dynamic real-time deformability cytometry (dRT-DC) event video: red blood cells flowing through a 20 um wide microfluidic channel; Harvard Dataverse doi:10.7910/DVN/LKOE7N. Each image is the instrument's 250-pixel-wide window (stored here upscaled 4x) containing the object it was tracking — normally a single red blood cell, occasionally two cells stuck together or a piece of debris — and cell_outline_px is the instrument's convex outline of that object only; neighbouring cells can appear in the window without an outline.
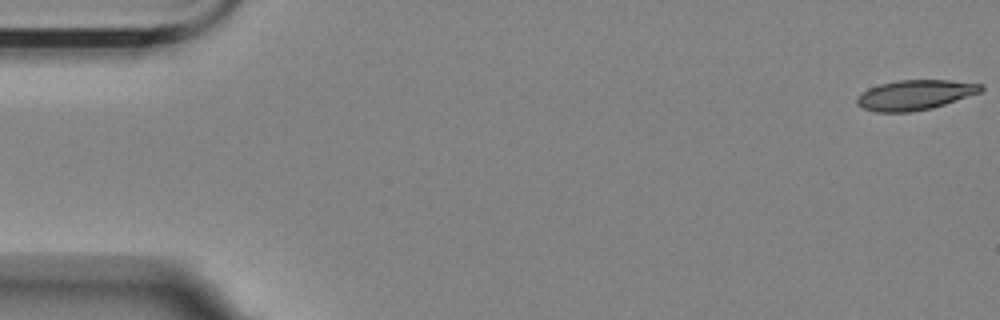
{"species": "Egyptian fruit bat (a non-hibernating species)", "species_latin": "Rousettus aegyptiacus", "temperature_condition": "room temperature", "stored_images_in_passage": 5, "camera_frame_rate_fps": 3000, "um_per_image_px": 0.085, "animal": {"sex": "female"}, "frame": {"image": 1, "passage_image": 1, "time_ms": 0.0, "image_size_px": [1000, 320], "cell_outline_px": [[984, 88], [980, 92], [932, 108], [912, 112], [876, 112], [864, 108], [856, 104], [856, 96], [868, 88], [880, 84], [896, 80], [948, 80], [984, 84]], "centroid_in_image_um": [77.74, 8.06], "position_along_channel_um": 7.3, "area_um2": 21.68}}
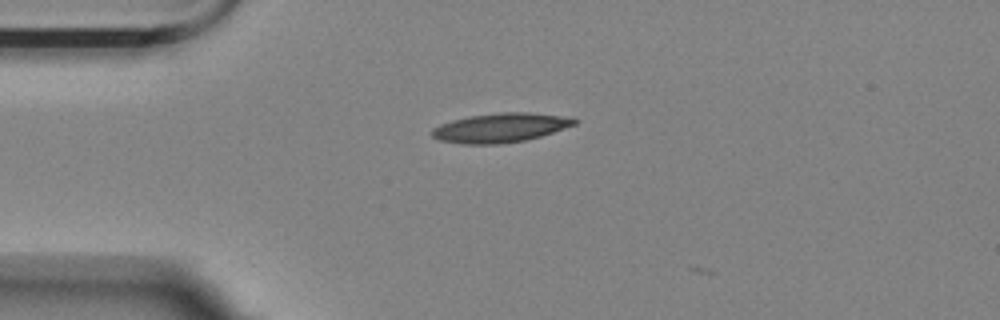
{"frame": {"image": 2, "passage_image": 4, "time_ms": 4.333, "image_size_px": [1000, 320], "cell_outline_px": [[580, 120], [576, 124], [540, 136], [524, 140], [500, 144], [460, 144], [440, 140], [432, 136], [428, 132], [432, 128], [440, 124], [452, 120], [468, 116], [500, 112], [528, 112], [572, 116]], "centroid_in_image_um": [42.54, 10.84], "position_along_channel_um": 42.5, "area_um2": 24.57}}